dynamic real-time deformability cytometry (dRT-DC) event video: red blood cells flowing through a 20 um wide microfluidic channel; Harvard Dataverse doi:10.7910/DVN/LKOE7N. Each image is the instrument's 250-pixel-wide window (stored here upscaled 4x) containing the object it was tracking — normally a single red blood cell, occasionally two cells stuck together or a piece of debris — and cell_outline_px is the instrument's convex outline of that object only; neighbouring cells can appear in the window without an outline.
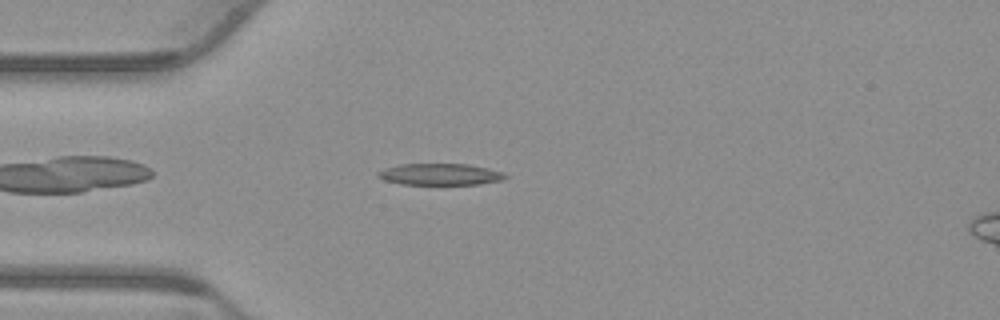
{"species": "common noctule bat (a hibernating species)", "species_latin": "Nyctalus noctula", "temperature_condition": "warm", "stored_images_in_passage": 42, "camera_frame_rate_fps": 3000, "um_per_image_px": 0.085, "animal": {"sex": "male", "body_mass_g": 23.1, "forearm_length_mm": 52.7}, "frame": {"image": 1, "passage_image": 3, "time_ms": 0.667, "image_size_px": [1000, 320], "cell_outline_px": [[508, 176], [500, 180], [480, 184], [400, 184], [384, 180], [376, 176], [376, 172], [384, 168], [400, 164], [468, 164], [488, 168], [504, 172]], "centroid_in_image_um": [37.37, 14.81], "position_along_channel_um": 47.6, "area_um2": 16.01}}
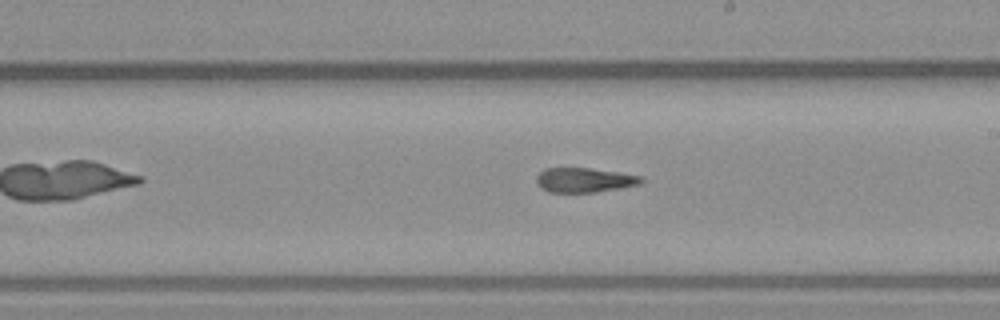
{"frame": {"image": 2, "passage_image": 19, "time_ms": 6.0, "image_size_px": [1000, 320], "cell_outline_px": [[644, 180], [640, 184], [620, 188], [596, 192], [548, 192], [536, 180], [536, 176], [544, 168], [588, 168], [620, 172], [640, 176]], "centroid_in_image_um": [49.69, 15.3], "position_along_channel_um": 239.3, "area_um2": 14.85}}
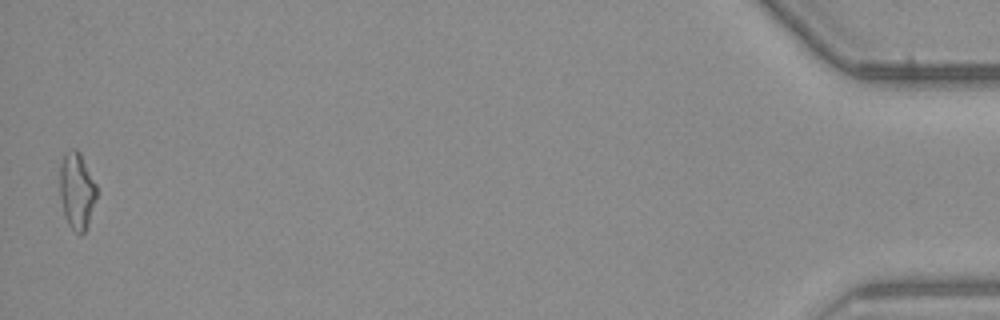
{"frame": {"image": 3, "passage_image": 42, "time_ms": 13.667, "image_size_px": [1000, 320], "cell_outline_px": [[96, 196], [84, 232], [80, 236], [68, 224], [64, 212], [60, 196], [60, 164], [64, 156], [72, 148], [76, 148], [80, 152], [96, 184]], "centroid_in_image_um": [6.51, 16.18], "position_along_channel_um": 428.7, "area_um2": 16.01}, "authors_computed_cell_mechanics": {"area_um2": 16.0106, "velocity_mm_per_s": 3.8108, "shape_relaxation_time_tau1_ms": null, "shape_relaxation_time_tau2_ms": 3.7297, "deformation_change_tau1": null, "deformation_change_tau2": 0.1394}}